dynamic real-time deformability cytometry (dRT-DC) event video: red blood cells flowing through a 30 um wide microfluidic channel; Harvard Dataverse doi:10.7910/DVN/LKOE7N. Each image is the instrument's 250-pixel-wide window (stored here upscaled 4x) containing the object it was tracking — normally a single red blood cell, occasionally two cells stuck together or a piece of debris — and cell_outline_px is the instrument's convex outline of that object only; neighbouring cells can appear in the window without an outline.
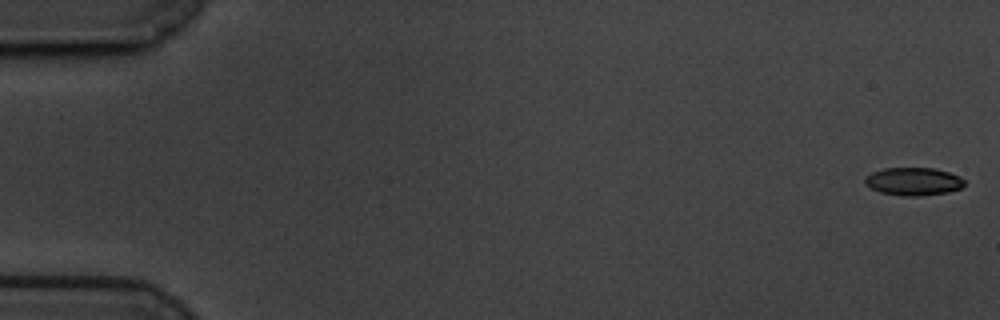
{"species": "common noctule bat (a hibernating species)", "species_latin": "Nyctalus noctula", "temperature_condition": "cold", "stored_images_in_passage": 14, "camera_frame_rate_fps": 3000, "um_per_image_px": 0.085, "animal": {"sex": "male", "body_mass_g": 19.5, "forearm_length_mm": 54.6}, "frame": {"image": 1, "passage_image": 1, "time_ms": 0.0, "image_size_px": [1000, 320], "cell_outline_px": [[964, 184], [960, 188], [948, 192], [920, 196], [904, 196], [880, 192], [864, 184], [864, 176], [872, 172], [884, 168], [932, 168], [948, 172], [960, 176], [964, 180]], "centroid_in_image_um": [77.61, 15.42], "position_along_channel_um": 7.4, "area_um2": 16.18}}